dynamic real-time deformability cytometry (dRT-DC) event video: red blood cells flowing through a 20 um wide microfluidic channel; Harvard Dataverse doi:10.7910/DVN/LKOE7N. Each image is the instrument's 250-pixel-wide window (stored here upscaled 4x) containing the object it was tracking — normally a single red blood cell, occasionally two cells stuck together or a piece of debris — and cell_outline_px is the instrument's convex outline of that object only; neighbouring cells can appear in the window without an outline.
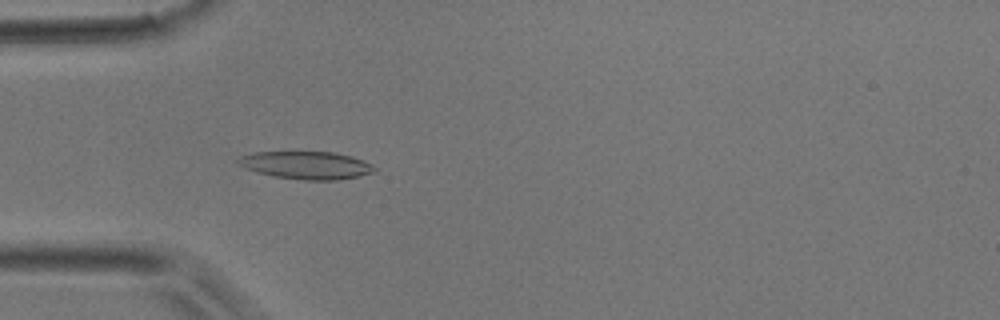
{"species": "common noctule bat (a hibernating species)", "species_latin": "Nyctalus noctula", "temperature_condition": "room temperature", "stored_images_in_passage": 44, "camera_frame_rate_fps": 3000, "um_per_image_px": 0.085, "animal": {"sex": "male", "body_mass_g": 17.9}, "frame": {"image": 1, "passage_image": 13, "time_ms": 4.0, "image_size_px": [1000, 320], "cell_outline_px": [[376, 168], [372, 172], [360, 176], [336, 180], [304, 180], [272, 176], [256, 172], [236, 164], [236, 160], [240, 156], [252, 152], [332, 152], [352, 156], [372, 164]], "centroid_in_image_um": [26.0, 14.04], "position_along_channel_um": 59.0, "area_um2": 22.08}}
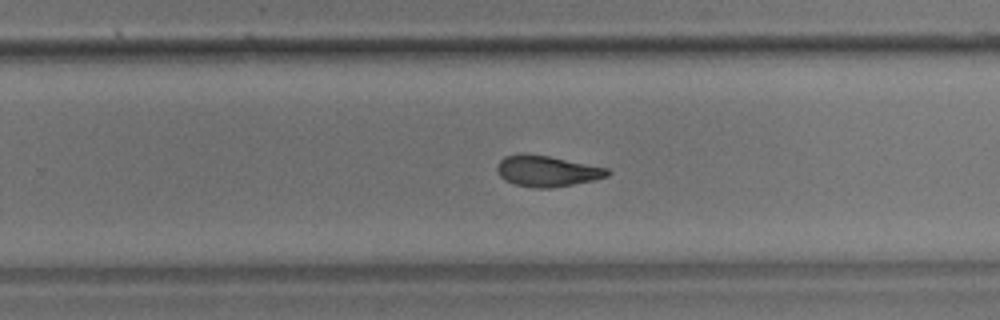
{"frame": {"image": 2, "passage_image": 28, "time_ms": 9.0, "image_size_px": [1000, 320], "cell_outline_px": [[612, 172], [608, 176], [592, 180], [552, 188], [532, 188], [512, 184], [504, 180], [500, 176], [496, 168], [496, 164], [504, 156], [520, 152], [548, 156], [608, 168]], "centroid_in_image_um": [46.43, 14.53], "position_along_channel_um": 283.4, "area_um2": 20.11}}
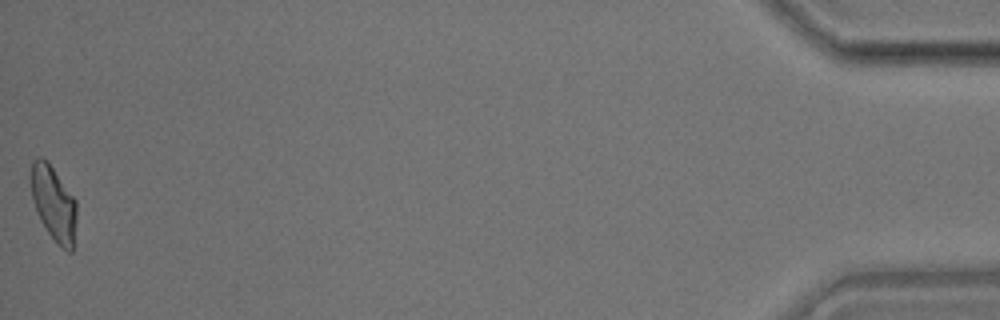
{"frame": {"image": 3, "passage_image": 44, "time_ms": 14.333, "image_size_px": [1000, 320], "cell_outline_px": [[76, 220], [72, 252], [68, 252], [56, 244], [40, 220], [36, 212], [28, 180], [28, 176], [32, 160], [36, 156], [40, 156], [48, 160], [76, 200]], "centroid_in_image_um": [4.51, 17.22], "position_along_channel_um": 430.7, "area_um2": 20.52}}